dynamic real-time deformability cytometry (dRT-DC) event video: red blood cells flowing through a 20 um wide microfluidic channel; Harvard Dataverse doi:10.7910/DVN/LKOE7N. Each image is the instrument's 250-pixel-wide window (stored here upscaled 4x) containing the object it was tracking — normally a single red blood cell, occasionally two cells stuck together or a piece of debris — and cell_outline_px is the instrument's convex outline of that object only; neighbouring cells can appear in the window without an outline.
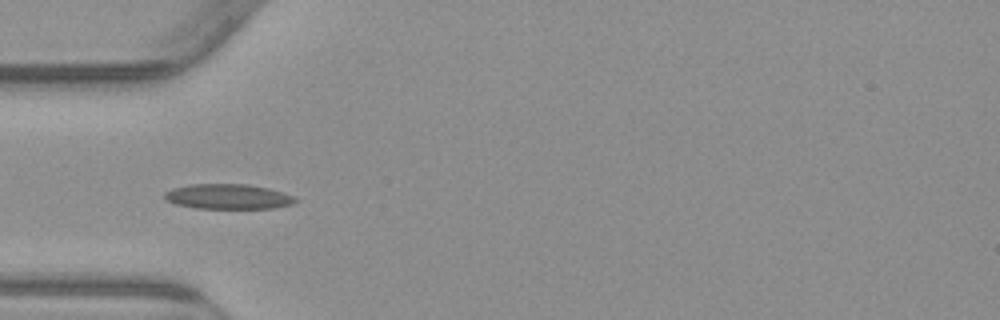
{"species": "common noctule bat (a hibernating species)", "species_latin": "Nyctalus noctula", "temperature_condition": "warm", "stored_images_in_passage": 38, "camera_frame_rate_fps": 3000, "um_per_image_px": 0.085, "animal": {"sex": "male", "body_mass_g": 23.1, "forearm_length_mm": 52.7}, "frame": {"image": 1, "passage_image": 1, "time_ms": 0.0, "image_size_px": [1000, 320], "cell_outline_px": [[296, 200], [292, 204], [272, 208], [196, 208], [176, 204], [164, 200], [164, 192], [172, 188], [188, 184], [248, 184], [268, 188], [292, 196]], "centroid_in_image_um": [19.3, 16.7], "position_along_channel_um": 65.7, "area_um2": 18.96}}
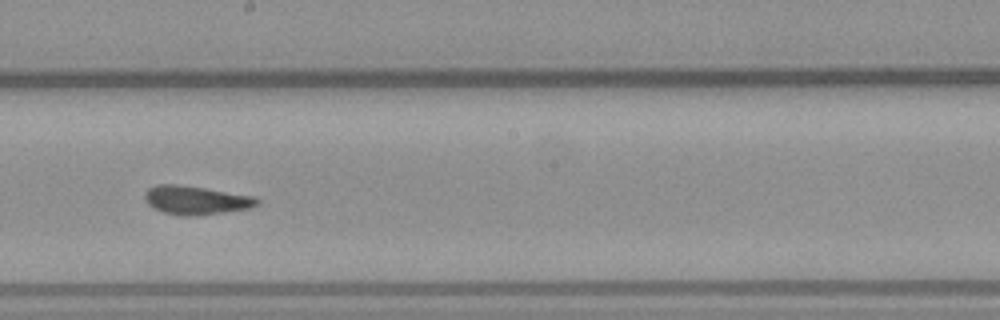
{"frame": {"image": 2, "passage_image": 14, "time_ms": 4.333, "image_size_px": [1000, 320], "cell_outline_px": [[260, 204], [248, 208], [224, 212], [192, 216], [180, 216], [164, 212], [152, 208], [148, 204], [144, 196], [144, 192], [148, 188], [156, 184], [180, 184], [252, 196], [260, 200]], "centroid_in_image_um": [16.6, 17.01], "position_along_channel_um": 231.6, "area_um2": 18.73}}
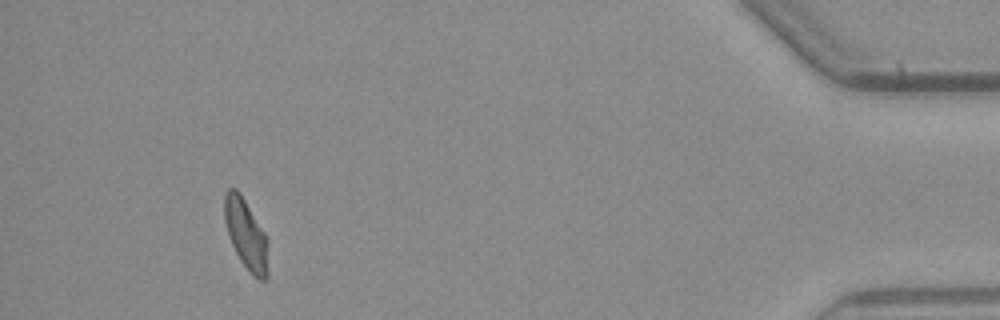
{"frame": {"image": 3, "passage_image": 34, "time_ms": 11.0, "image_size_px": [1000, 320], "cell_outline_px": [[268, 276], [264, 280], [260, 280], [252, 276], [240, 260], [228, 236], [224, 220], [224, 192], [228, 188], [236, 188], [240, 192], [264, 232], [268, 240]], "centroid_in_image_um": [20.91, 19.92], "position_along_channel_um": 414.3, "area_um2": 18.09}, "authors_computed_cell_mechanics": {"area_um2": 18.0914, "velocity_mm_per_s": 3.822, "shape_relaxation_time_tau1_ms": null, "shape_relaxation_time_tau2_ms": 1.6517, "deformation_change_tau1": null, "deformation_change_tau2": 0.0758}}